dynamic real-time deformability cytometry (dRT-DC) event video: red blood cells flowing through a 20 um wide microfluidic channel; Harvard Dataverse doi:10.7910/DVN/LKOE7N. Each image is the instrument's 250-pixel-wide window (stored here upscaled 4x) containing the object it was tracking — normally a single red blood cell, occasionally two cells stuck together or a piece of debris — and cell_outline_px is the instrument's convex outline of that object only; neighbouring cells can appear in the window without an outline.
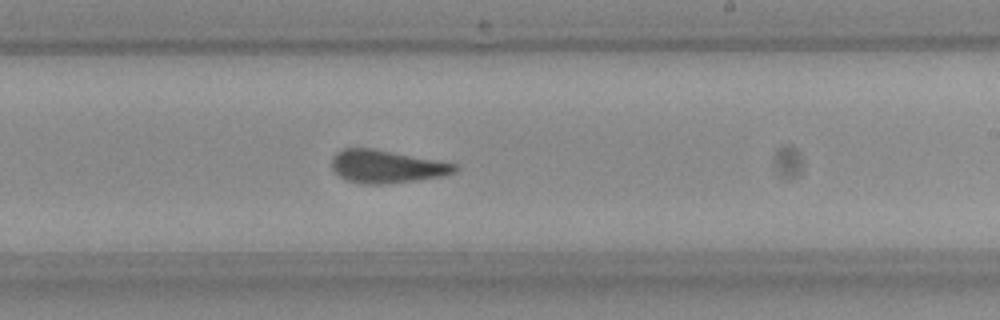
{"species": "Egyptian fruit bat (a non-hibernating species)", "species_latin": "Rousettus aegyptiacus", "temperature_condition": "room temperature", "stored_images_in_passage": 38, "camera_frame_rate_fps": 3000, "um_per_image_px": 0.085, "frame": {"image": 1, "passage_image": 22, "time_ms": 7.0, "image_size_px": [1000, 320], "cell_outline_px": [[460, 168], [456, 172], [444, 176], [416, 180], [384, 184], [364, 184], [348, 180], [340, 176], [332, 168], [332, 156], [336, 152], [344, 148], [372, 148], [436, 160], [456, 164]], "centroid_in_image_um": [32.87, 14.15], "position_along_channel_um": 256.1, "area_um2": 23.47}, "authors_computed_cell_mechanics": {"area_um2": 23.4379, "velocity_mm_per_s": 3.95, "shape_relaxation_time_tau1_ms": null, "shape_relaxation_time_tau2_ms": 1.2568, "deformation_change_tau1": null, "deformation_change_tau2": 0.0819}}